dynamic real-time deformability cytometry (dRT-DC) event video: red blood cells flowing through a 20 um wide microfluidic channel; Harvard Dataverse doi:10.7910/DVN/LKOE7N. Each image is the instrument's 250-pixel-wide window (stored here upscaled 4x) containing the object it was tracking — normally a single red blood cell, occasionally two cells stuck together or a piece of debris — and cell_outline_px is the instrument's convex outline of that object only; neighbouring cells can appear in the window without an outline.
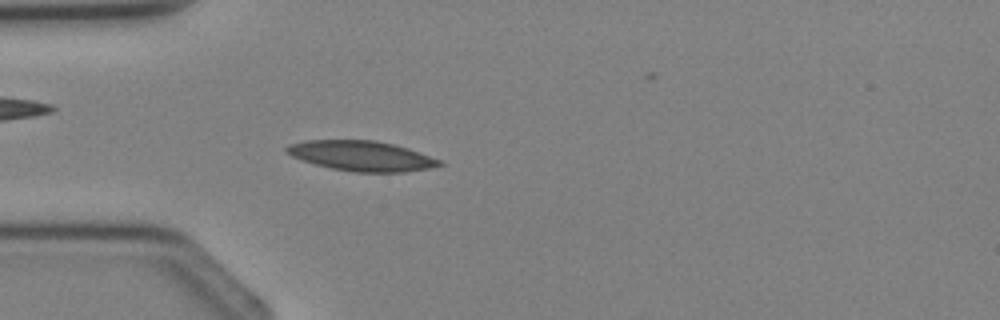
{"species": "Egyptian fruit bat (a non-hibernating species)", "species_latin": "Rousettus aegyptiacus", "temperature_condition": "cold", "stored_images_in_passage": 3, "camera_frame_rate_fps": 3000, "um_per_image_px": 0.085, "animal": {"sex": "female"}, "frame": {"image": 1, "passage_image": 3, "time_ms": 2.333, "image_size_px": [1000, 320], "cell_outline_px": [[444, 164], [428, 168], [404, 172], [356, 172], [332, 168], [316, 164], [292, 156], [284, 152], [284, 148], [288, 144], [304, 140], [376, 140], [408, 148], [444, 160]], "centroid_in_image_um": [30.74, 13.24], "position_along_channel_um": 54.3, "area_um2": 26.82}}